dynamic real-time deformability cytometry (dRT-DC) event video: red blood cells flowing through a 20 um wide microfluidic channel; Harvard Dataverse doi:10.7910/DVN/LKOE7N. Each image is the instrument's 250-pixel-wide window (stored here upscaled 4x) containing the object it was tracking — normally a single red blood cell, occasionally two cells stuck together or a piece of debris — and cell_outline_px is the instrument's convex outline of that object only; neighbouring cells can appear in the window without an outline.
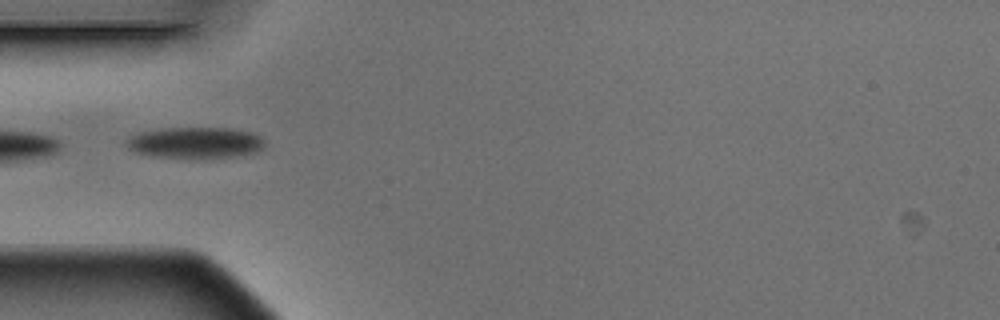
{"species": "Egyptian fruit bat (a non-hibernating species)", "species_latin": "Rousettus aegyptiacus", "temperature_condition": "warm", "stored_images_in_passage": 10, "camera_frame_rate_fps": 3000, "um_per_image_px": 0.085, "animal": {"sex": "male"}, "frame": {"image": 1, "passage_image": 5, "time_ms": 1.333, "image_size_px": [1000, 320], "cell_outline_px": [[264, 148], [256, 152], [236, 156], [204, 160], [152, 156], [136, 152], [128, 148], [124, 140], [136, 132], [160, 128], [232, 128], [252, 132], [260, 136], [264, 140]], "centroid_in_image_um": [16.58, 12.14], "position_along_channel_um": 68.4, "area_um2": 26.01}}
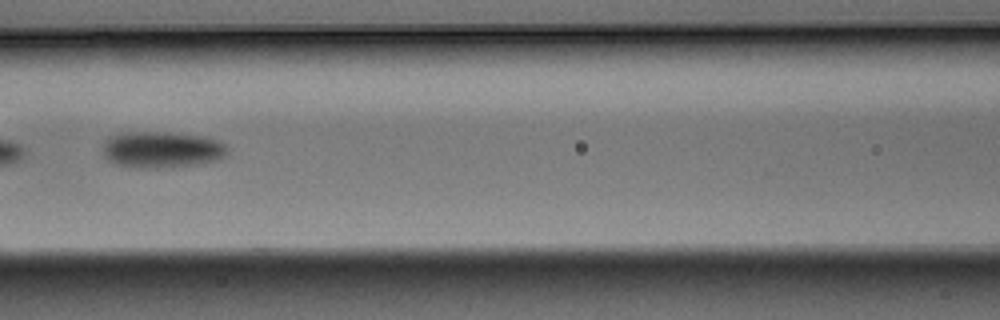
{"frame": {"image": 2, "passage_image": 7, "time_ms": 2.0, "image_size_px": [1000, 320], "cell_outline_px": [[228, 152], [224, 156], [216, 160], [204, 164], [172, 168], [136, 168], [112, 164], [104, 160], [104, 140], [108, 136], [120, 132], [168, 132], [200, 136], [216, 140], [224, 144], [228, 148]], "centroid_in_image_um": [13.7, 12.74], "position_along_channel_um": 152.9, "area_um2": 27.11}}
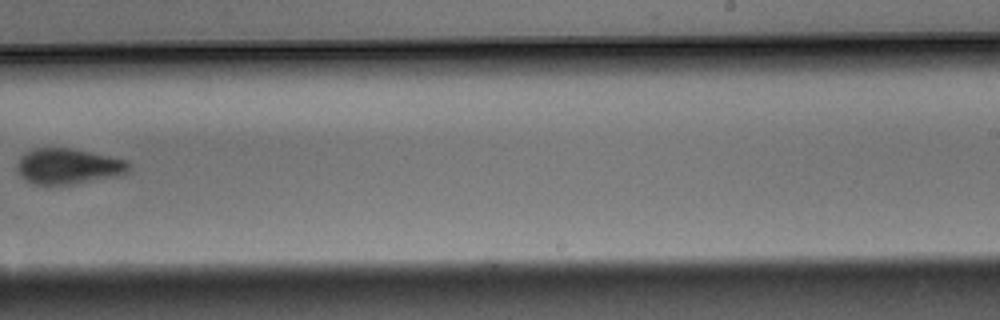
{"frame": {"image": 3, "passage_image": 10, "time_ms": 3.0, "image_size_px": [1000, 320], "cell_outline_px": [[128, 172], [120, 176], [76, 184], [32, 184], [24, 180], [20, 176], [16, 168], [16, 164], [20, 156], [24, 152], [32, 148], [68, 148], [128, 160]], "centroid_in_image_um": [5.75, 14.14], "position_along_channel_um": 283.2, "area_um2": 23.41}}